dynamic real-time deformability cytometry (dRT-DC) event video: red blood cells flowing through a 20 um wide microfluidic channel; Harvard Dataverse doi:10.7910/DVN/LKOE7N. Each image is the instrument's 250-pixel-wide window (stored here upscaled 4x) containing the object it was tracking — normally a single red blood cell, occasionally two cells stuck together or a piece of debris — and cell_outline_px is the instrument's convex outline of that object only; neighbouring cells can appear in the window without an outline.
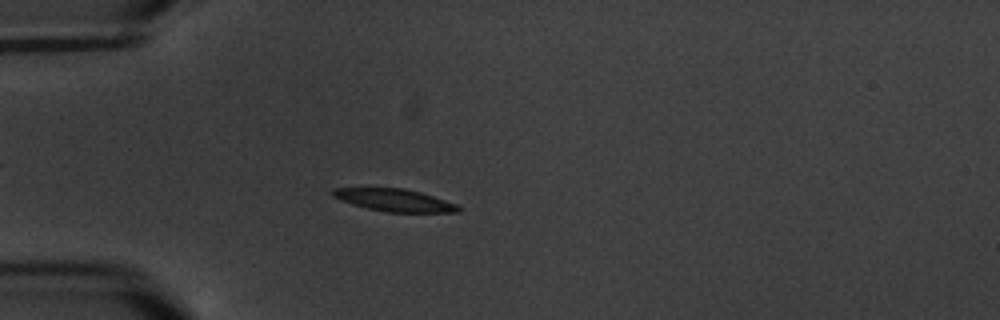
{"species": "common noctule bat (a hibernating species)", "species_latin": "Nyctalus noctula", "temperature_condition": "warm", "stored_images_in_passage": 5, "camera_frame_rate_fps": 3000, "um_per_image_px": 0.085, "animal": {"sex": "male", "body_mass_g": 20.1, "forearm_length_mm": 53.5}, "frame": {"image": 1, "passage_image": 5, "time_ms": 4.333, "image_size_px": [1000, 320], "cell_outline_px": [[460, 212], [388, 212], [368, 208], [352, 204], [340, 200], [332, 196], [328, 192], [332, 188], [404, 188], [420, 192], [456, 204], [460, 208]], "centroid_in_image_um": [33.46, 17.0], "position_along_channel_um": 51.5, "area_um2": 16.3}}